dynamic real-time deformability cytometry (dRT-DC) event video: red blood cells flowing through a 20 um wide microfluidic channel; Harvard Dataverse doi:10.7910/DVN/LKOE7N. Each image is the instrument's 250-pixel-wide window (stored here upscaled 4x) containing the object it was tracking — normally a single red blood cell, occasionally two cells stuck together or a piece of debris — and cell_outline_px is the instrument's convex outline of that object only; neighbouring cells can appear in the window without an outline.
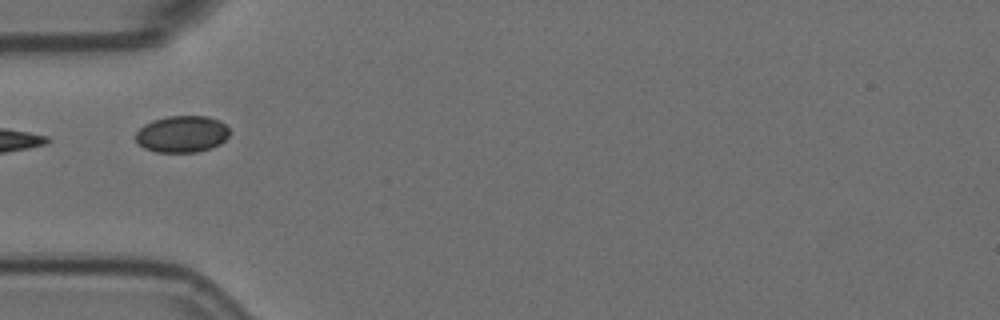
{"species": "Egyptian fruit bat (a non-hibernating species)", "species_latin": "Rousettus aegyptiacus", "temperature_condition": "room temperature", "stored_images_in_passage": 8, "camera_frame_rate_fps": 3000, "um_per_image_px": 0.085, "animal": {"sex": "female"}, "frame": {"image": 1, "passage_image": 6, "time_ms": 1.667, "image_size_px": [1000, 320], "cell_outline_px": [[228, 136], [220, 144], [212, 148], [196, 152], [156, 152], [144, 148], [136, 140], [136, 132], [144, 124], [152, 120], [168, 116], [208, 116], [220, 120], [228, 128]], "centroid_in_image_um": [15.47, 11.39], "position_along_channel_um": 69.5, "area_um2": 20.11}}
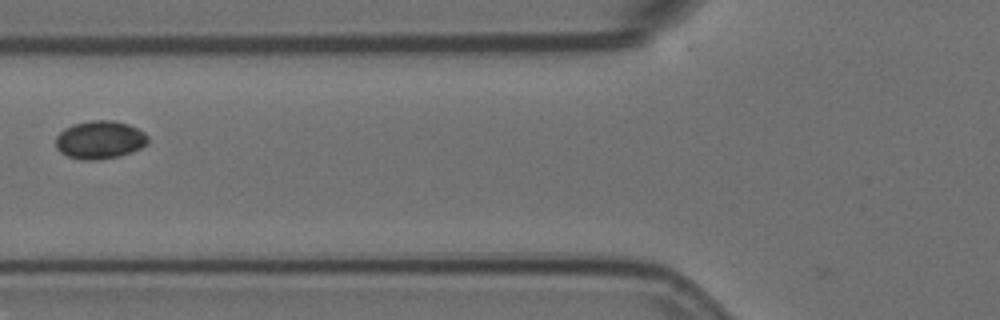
{"frame": {"image": 2, "passage_image": 7, "time_ms": 2.0, "image_size_px": [1000, 320], "cell_outline_px": [[148, 140], [140, 148], [132, 152], [120, 156], [100, 160], [80, 160], [68, 156], [60, 152], [56, 148], [56, 136], [64, 128], [72, 124], [88, 120], [112, 120], [128, 124], [144, 132], [148, 136]], "centroid_in_image_um": [8.46, 11.89], "position_along_channel_um": 117.3, "area_um2": 20.63}}
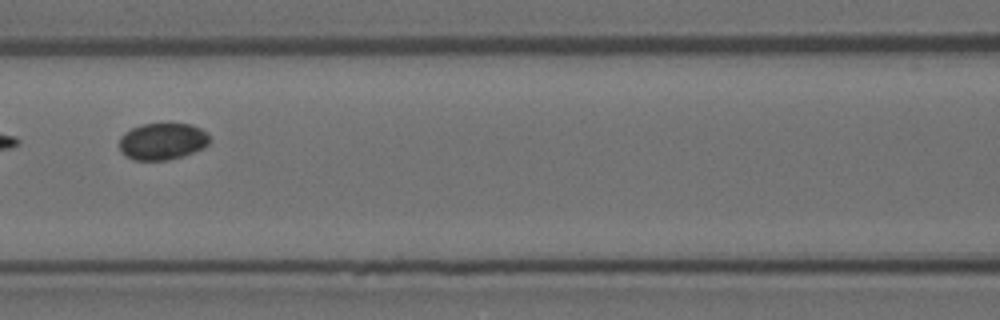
{"frame": {"image": 3, "passage_image": 8, "time_ms": 2.333, "image_size_px": [1000, 320], "cell_outline_px": [[208, 144], [192, 152], [168, 160], [132, 160], [120, 152], [120, 136], [124, 132], [140, 124], [192, 124], [200, 128], [208, 136]], "centroid_in_image_um": [13.74, 12.01], "position_along_channel_um": 152.9, "area_um2": 19.13}}